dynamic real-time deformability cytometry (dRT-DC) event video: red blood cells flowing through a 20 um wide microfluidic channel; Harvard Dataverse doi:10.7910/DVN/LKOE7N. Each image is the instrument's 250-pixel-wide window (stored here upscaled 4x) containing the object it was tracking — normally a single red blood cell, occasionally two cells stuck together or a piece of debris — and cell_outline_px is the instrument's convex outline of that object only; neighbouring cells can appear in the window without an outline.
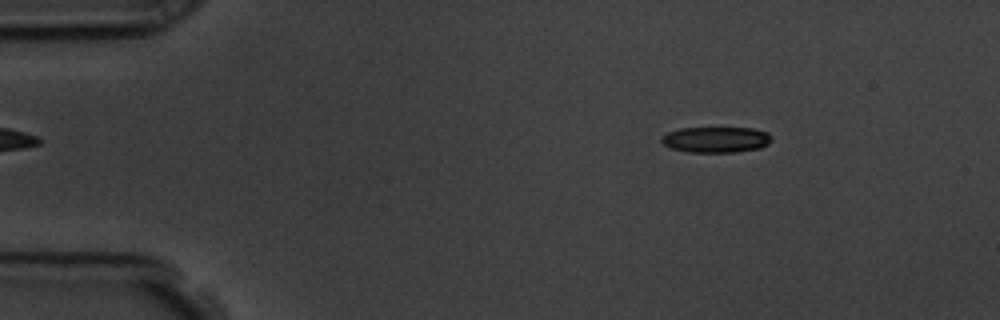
{"species": "common noctule bat (a hibernating species)", "species_latin": "Nyctalus noctula", "temperature_condition": "room temperature", "stored_images_in_passage": 56, "camera_frame_rate_fps": 3000, "um_per_image_px": 0.085, "animal": {"sex": "male", "body_mass_g": 19.5, "forearm_length_mm": 54.6}, "frame": {"image": 1, "passage_image": 8, "time_ms": 2.333, "image_size_px": [1000, 320], "cell_outline_px": [[772, 140], [768, 144], [760, 148], [736, 152], [688, 152], [672, 148], [664, 144], [660, 140], [660, 136], [668, 132], [680, 128], [752, 128], [768, 132], [772, 136]], "centroid_in_image_um": [60.87, 11.86], "position_along_channel_um": 24.1, "area_um2": 16.65}}
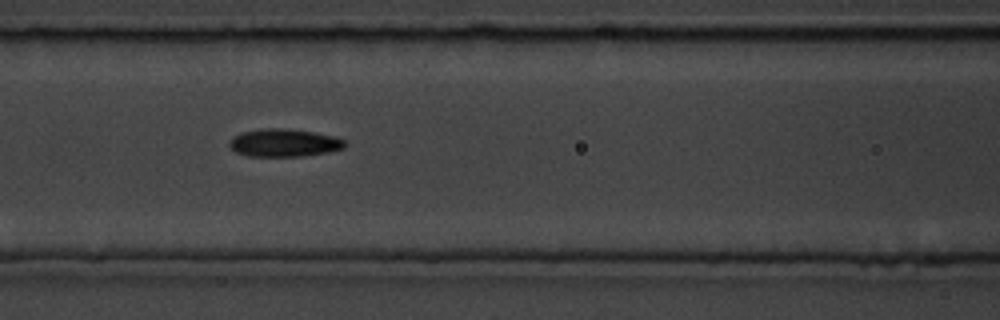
{"frame": {"image": 2, "passage_image": 24, "time_ms": 7.667, "image_size_px": [1000, 320], "cell_outline_px": [[348, 144], [344, 148], [328, 152], [300, 156], [248, 156], [236, 152], [228, 144], [232, 136], [240, 132], [264, 128], [280, 128], [316, 132], [332, 136], [344, 140]], "centroid_in_image_um": [24.13, 12.13], "position_along_channel_um": 142.5, "area_um2": 18.73}}
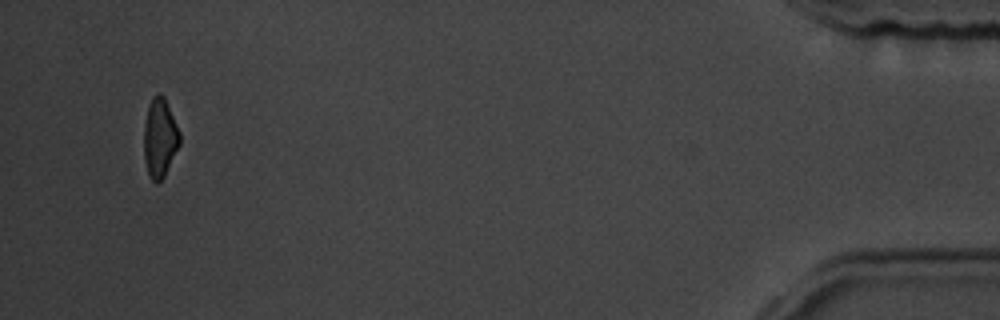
{"frame": {"image": 3, "passage_image": 54, "time_ms": 17.667, "image_size_px": [1000, 320], "cell_outline_px": [[180, 144], [164, 176], [156, 184], [148, 176], [144, 160], [144, 124], [148, 108], [152, 96], [156, 92], [160, 92], [164, 96], [180, 132]], "centroid_in_image_um": [13.58, 11.71], "position_along_channel_um": 421.6, "area_um2": 16.59}, "authors_computed_cell_mechanics": {"area_um2": 17.6579, "velocity_mm_per_s": 3.5913, "shape_relaxation_time_tau1_ms": 2.7032, "shape_relaxation_time_tau2_ms": 3.8607, "deformation_change_tau1": 0.1021, "deformation_change_tau2": 0.1177}}